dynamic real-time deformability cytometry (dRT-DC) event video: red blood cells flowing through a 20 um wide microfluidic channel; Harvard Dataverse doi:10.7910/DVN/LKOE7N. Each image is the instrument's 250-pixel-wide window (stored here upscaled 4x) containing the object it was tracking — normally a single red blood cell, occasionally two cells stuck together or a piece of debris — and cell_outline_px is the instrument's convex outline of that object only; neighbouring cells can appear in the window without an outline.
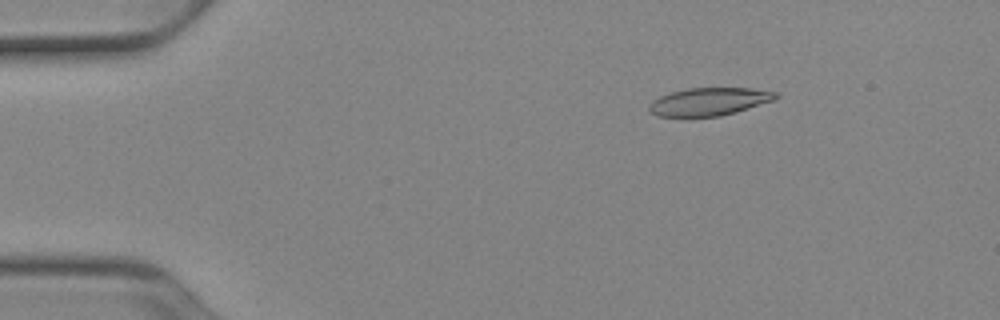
{"species": "Egyptian fruit bat (a non-hibernating species)", "species_latin": "Rousettus aegyptiacus", "temperature_condition": "cold", "stored_images_in_passage": 52, "camera_frame_rate_fps": 3000, "um_per_image_px": 0.085, "animal": {"sex": "female"}, "frame": {"image": 1, "passage_image": 8, "time_ms": 2.333, "image_size_px": [1000, 320], "cell_outline_px": [[780, 96], [776, 100], [736, 112], [720, 116], [656, 116], [648, 108], [648, 104], [652, 100], [660, 96], [672, 92], [688, 88], [752, 88], [776, 92]], "centroid_in_image_um": [60.31, 8.63], "position_along_channel_um": 24.7, "area_um2": 20.58}}
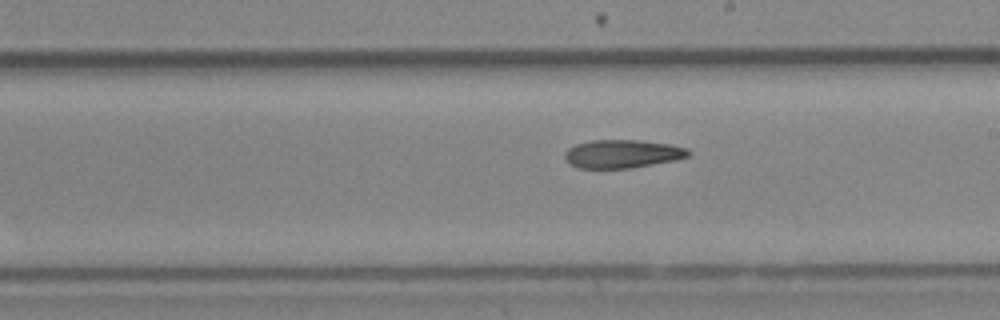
{"frame": {"image": 2, "passage_image": 30, "time_ms": 9.667, "image_size_px": [1000, 320], "cell_outline_px": [[692, 152], [688, 156], [676, 160], [632, 168], [580, 168], [568, 164], [564, 156], [564, 152], [568, 148], [576, 144], [592, 140], [640, 140], [672, 144], [688, 148]], "centroid_in_image_um": [52.92, 13.07], "position_along_channel_um": 236.1, "area_um2": 20.63}}
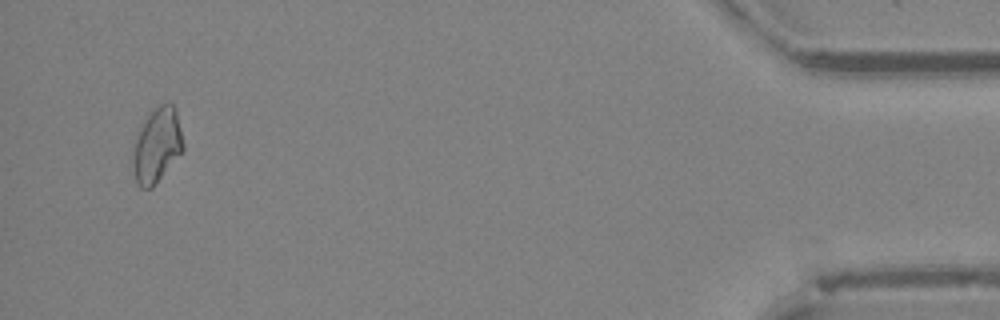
{"frame": {"image": 3, "passage_image": 50, "time_ms": 16.333, "image_size_px": [1000, 320], "cell_outline_px": [[184, 148], [156, 184], [152, 188], [140, 188], [136, 184], [132, 164], [132, 144], [144, 116], [160, 104], [172, 104], [176, 108], [184, 144]], "centroid_in_image_um": [13.29, 12.34], "position_along_channel_um": 421.9, "area_um2": 22.31}, "authors_computed_cell_mechanics": {"area_um2": 21.097, "velocity_mm_per_s": 3.9193, "shape_relaxation_time_tau1_ms": null, "shape_relaxation_time_tau2_ms": 2.9945, "deformation_change_tau1": null, "deformation_change_tau2": 0.1019}}